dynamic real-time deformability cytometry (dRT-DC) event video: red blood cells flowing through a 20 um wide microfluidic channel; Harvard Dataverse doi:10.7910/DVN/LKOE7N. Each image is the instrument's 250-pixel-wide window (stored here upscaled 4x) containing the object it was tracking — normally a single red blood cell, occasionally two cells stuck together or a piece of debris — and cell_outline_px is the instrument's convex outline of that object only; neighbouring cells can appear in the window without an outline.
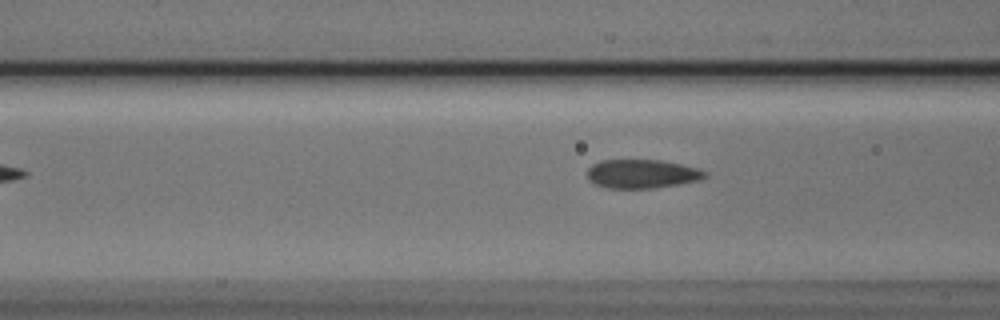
{"species": "Egyptian fruit bat (a non-hibernating species)", "species_latin": "Rousettus aegyptiacus", "temperature_condition": "cold", "stored_images_in_passage": 5, "camera_frame_rate_fps": 3000, "um_per_image_px": 0.085, "animal": {"sex": "male"}, "frame": {"image": 1, "passage_image": 5, "time_ms": 1.333, "image_size_px": [1000, 320], "cell_outline_px": [[708, 176], [700, 180], [652, 188], [608, 188], [596, 184], [588, 176], [588, 168], [592, 164], [600, 160], [660, 160], [700, 168], [708, 172]], "centroid_in_image_um": [54.61, 14.76], "position_along_channel_um": 112.0, "area_um2": 19.65}}